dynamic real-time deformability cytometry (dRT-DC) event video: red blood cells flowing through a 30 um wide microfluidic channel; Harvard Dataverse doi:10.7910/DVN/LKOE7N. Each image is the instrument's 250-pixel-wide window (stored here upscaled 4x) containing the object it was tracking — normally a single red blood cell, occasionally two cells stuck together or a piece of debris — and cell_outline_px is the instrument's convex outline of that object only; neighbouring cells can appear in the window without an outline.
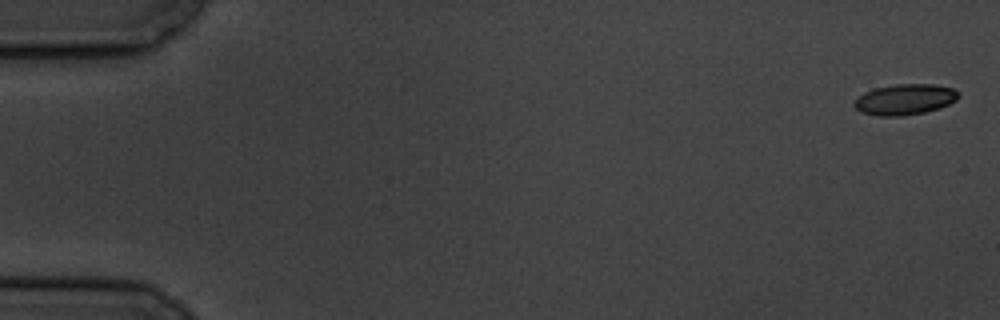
{"species": "common noctule bat (a hibernating species)", "species_latin": "Nyctalus noctula", "temperature_condition": "cold", "stored_images_in_passage": 6, "camera_frame_rate_fps": 3000, "um_per_image_px": 0.085, "animal": {"sex": "male", "body_mass_g": 19.5, "forearm_length_mm": 54.6}, "frame": {"image": 1, "passage_image": 1, "time_ms": 0.0, "image_size_px": [1000, 320], "cell_outline_px": [[960, 96], [956, 100], [940, 108], [924, 112], [900, 116], [880, 116], [860, 112], [852, 104], [864, 92], [876, 88], [896, 84], [936, 84], [952, 88], [960, 92]], "centroid_in_image_um": [76.94, 8.45], "position_along_channel_um": 8.1, "area_um2": 18.67}}
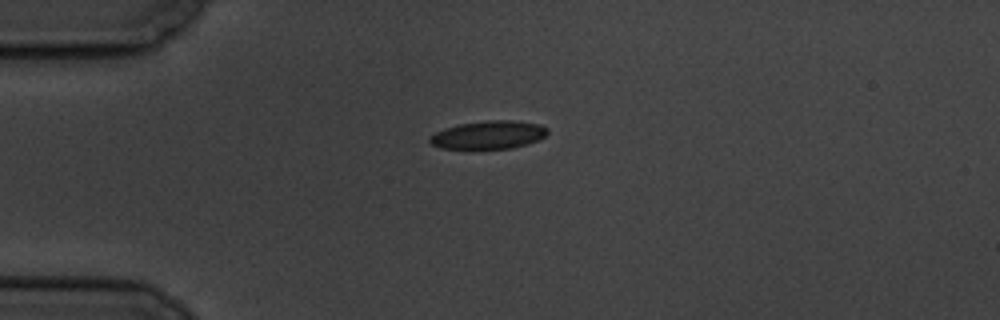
{"frame": {"image": 2, "passage_image": 5, "time_ms": 4.667, "image_size_px": [1000, 320], "cell_outline_px": [[548, 132], [544, 136], [536, 140], [512, 148], [440, 148], [432, 144], [428, 140], [428, 136], [444, 128], [460, 124], [488, 120], [512, 120], [540, 124], [548, 128]], "centroid_in_image_um": [41.5, 11.45], "position_along_channel_um": 43.5, "area_um2": 19.07}}